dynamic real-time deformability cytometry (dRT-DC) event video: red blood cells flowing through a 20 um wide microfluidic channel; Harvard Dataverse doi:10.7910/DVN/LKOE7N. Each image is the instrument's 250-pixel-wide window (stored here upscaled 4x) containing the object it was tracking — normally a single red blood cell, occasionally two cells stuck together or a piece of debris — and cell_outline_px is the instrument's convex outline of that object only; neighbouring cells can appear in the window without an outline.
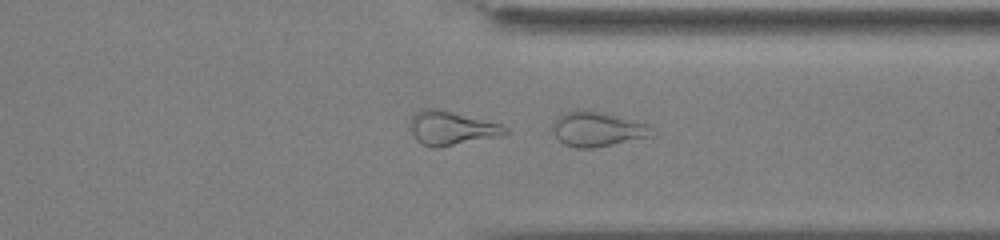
{"species": "common noctule bat (a hibernating species)", "species_latin": "Nyctalus noctula", "temperature_condition": "cold", "stored_images_in_passage": 39, "camera_frame_rate_fps": 3000, "um_per_image_px": 0.085, "animal": {"sex": "male", "body_mass_g": 13.0, "forearm_length_mm": 53.1}, "frame": {"image": 1, "passage_image": 28, "time_ms": 9.0, "image_size_px": [1000, 240], "cell_outline_px": [[656, 136], [592, 148], [576, 148], [564, 144], [556, 136], [552, 128], [552, 120], [556, 116], [564, 112], [584, 108], [604, 112], [652, 124], [656, 132]], "centroid_in_image_um": [50.84, 10.95], "position_along_channel_um": 360.6, "area_um2": 20.92}, "authors_computed_cell_mechanics": {"area_um2": 18.7272, "velocity_mm_per_s": 3.8721, "shape_relaxation_time_tau1_ms": null, "shape_relaxation_time_tau2_ms": 2.3899, "deformation_change_tau1": null, "deformation_change_tau2": 0.1108}}